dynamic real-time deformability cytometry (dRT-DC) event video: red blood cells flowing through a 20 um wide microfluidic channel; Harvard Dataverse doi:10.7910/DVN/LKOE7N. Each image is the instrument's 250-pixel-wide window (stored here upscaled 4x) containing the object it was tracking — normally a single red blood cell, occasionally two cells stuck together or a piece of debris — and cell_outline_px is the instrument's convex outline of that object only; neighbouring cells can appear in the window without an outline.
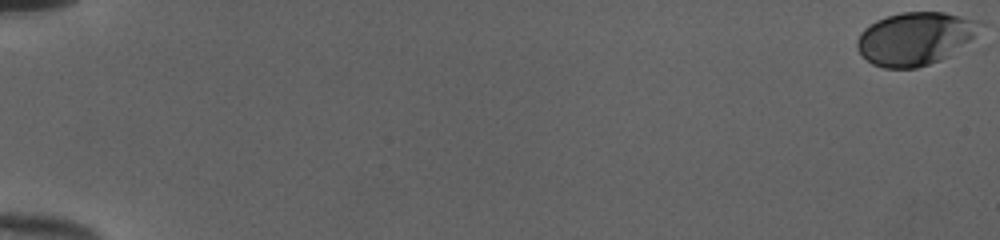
{"species": "human", "species_latin": "Homo sapiens", "temperature_condition": "cold", "stored_images_in_passage": 54, "camera_frame_rate_fps": 3000, "um_per_image_px": 0.085, "donor": {"sex": "female"}, "frame": {"image": 1, "passage_image": 1, "time_ms": 0.0, "image_size_px": [1000, 240], "cell_outline_px": [[972, 36], [968, 40], [948, 56], [940, 60], [916, 68], [884, 68], [872, 64], [856, 48], [856, 40], [860, 32], [864, 28], [876, 20], [900, 12], [944, 12], [972, 20]], "centroid_in_image_um": [77.6, 3.3], "position_along_channel_um": 7.4, "area_um2": 36.59}}
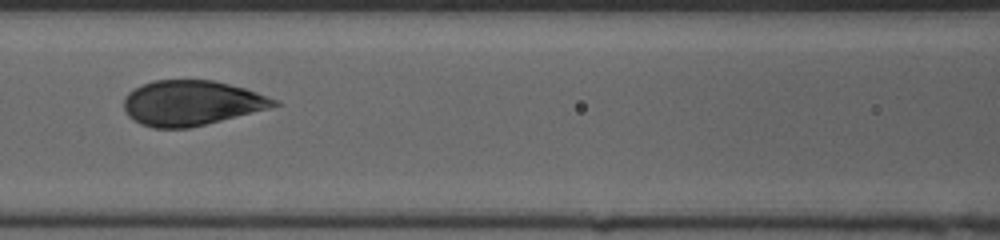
{"frame": {"image": 2, "passage_image": 27, "time_ms": 8.667, "image_size_px": [1000, 240], "cell_outline_px": [[280, 104], [268, 108], [188, 128], [152, 128], [140, 124], [128, 116], [124, 108], [124, 100], [128, 92], [140, 84], [152, 80], [212, 80], [244, 88], [280, 100]], "centroid_in_image_um": [16.23, 8.74], "position_along_channel_um": 150.4, "area_um2": 39.19}}
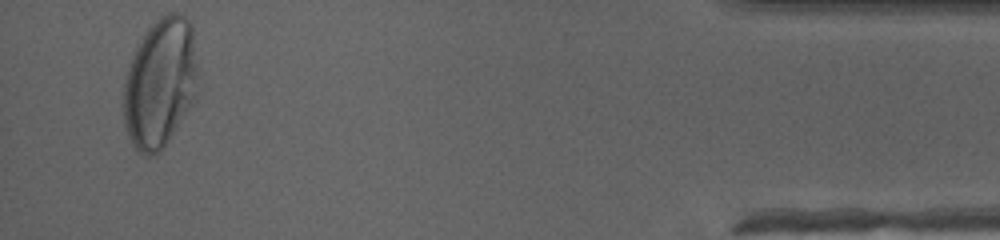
{"frame": {"image": 3, "passage_image": 52, "time_ms": 17.0, "image_size_px": [1000, 240], "cell_outline_px": [[196, 100], [160, 152], [152, 156], [144, 156], [132, 144], [128, 136], [124, 124], [124, 76], [132, 56], [136, 48], [148, 28], [160, 16], [168, 12], [180, 12], [188, 16], [192, 24], [196, 68]], "centroid_in_image_um": [13.61, 7.05], "position_along_channel_um": 421.6, "area_um2": 56.41}, "authors_computed_cell_mechanics": {"area_um2": 39.7953, "velocity_mm_per_s": 4.0057, "shape_relaxation_time_tau1_ms": 3.4344, "shape_relaxation_time_tau2_ms": null, "deformation_change_tau1": 0.1749, "deformation_change_tau2": null}}